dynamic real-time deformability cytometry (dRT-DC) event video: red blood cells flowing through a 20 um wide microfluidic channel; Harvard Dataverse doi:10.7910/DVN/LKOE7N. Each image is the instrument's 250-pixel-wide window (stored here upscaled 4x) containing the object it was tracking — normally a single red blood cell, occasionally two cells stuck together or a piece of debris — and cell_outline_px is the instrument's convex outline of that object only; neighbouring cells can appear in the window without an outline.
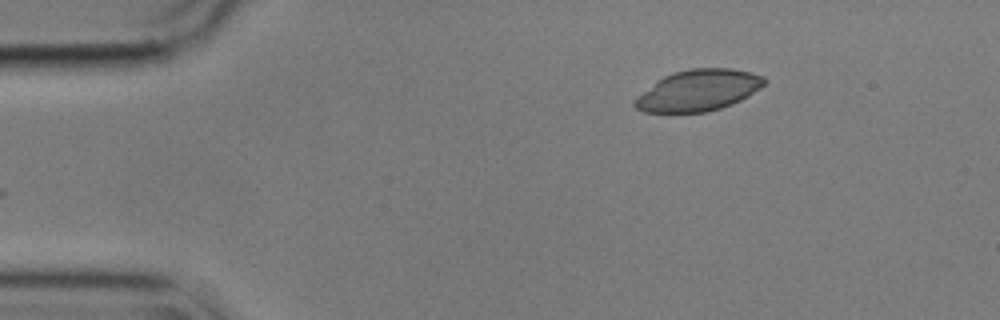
{"species": "common noctule bat (a hibernating species)", "species_latin": "Nyctalus noctula", "temperature_condition": "cold", "stored_images_in_passage": 48, "camera_frame_rate_fps": 3000, "um_per_image_px": 0.085, "animal": {"sex": "male", "body_mass_g": 17.9}, "frame": {"image": 1, "passage_image": 1, "time_ms": 0.0, "image_size_px": [1000, 320], "cell_outline_px": [[768, 80], [760, 88], [748, 96], [732, 104], [708, 112], [644, 112], [636, 108], [632, 104], [632, 100], [636, 96], [656, 80], [672, 72], [692, 68], [732, 68], [752, 72], [764, 76]], "centroid_in_image_um": [59.34, 7.67], "position_along_channel_um": 25.7, "area_um2": 31.44}}